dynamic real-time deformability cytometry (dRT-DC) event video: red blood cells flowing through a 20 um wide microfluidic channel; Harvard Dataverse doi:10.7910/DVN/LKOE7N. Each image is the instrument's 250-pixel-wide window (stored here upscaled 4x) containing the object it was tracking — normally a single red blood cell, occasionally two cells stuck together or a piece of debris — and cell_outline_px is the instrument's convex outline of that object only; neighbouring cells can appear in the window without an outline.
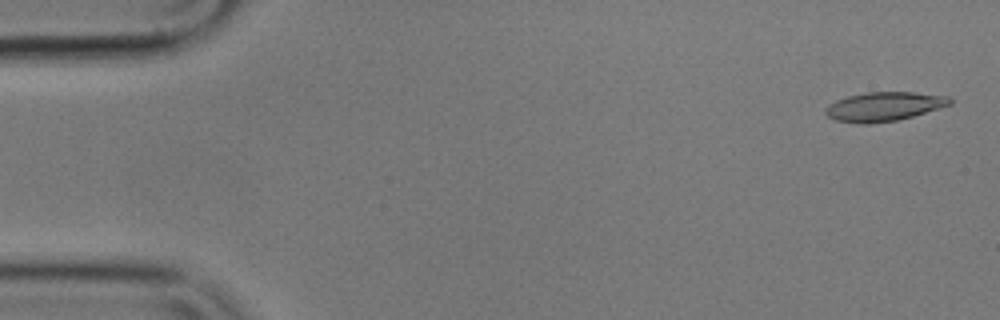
{"species": "common noctule bat (a hibernating species)", "species_latin": "Nyctalus noctula", "temperature_condition": "cold", "stored_images_in_passage": 55, "camera_frame_rate_fps": 3000, "um_per_image_px": 0.085, "animal": {"sex": "male", "body_mass_g": 17.9}, "frame": {"image": 1, "passage_image": 2, "time_ms": 0.333, "image_size_px": [1000, 320], "cell_outline_px": [[952, 104], [912, 116], [896, 120], [868, 124], [860, 124], [836, 120], [828, 116], [824, 112], [824, 108], [836, 100], [848, 96], [868, 92], [912, 92], [948, 96], [952, 100]], "centroid_in_image_um": [75.12, 9.05], "position_along_channel_um": 9.9, "area_um2": 20.92}}
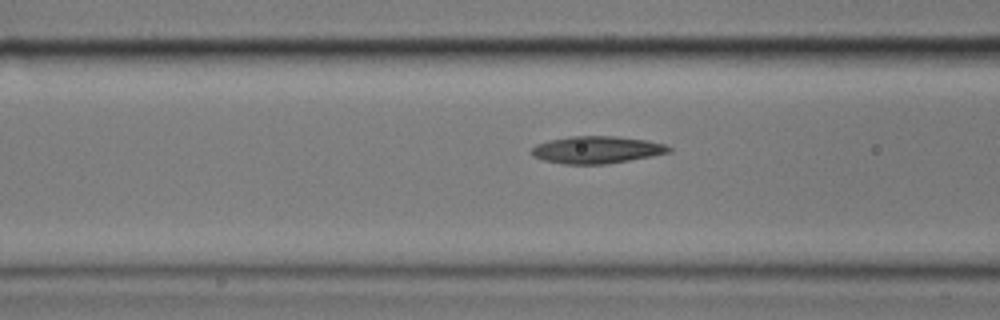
{"frame": {"image": 2, "passage_image": 21, "time_ms": 6.667, "image_size_px": [1000, 320], "cell_outline_px": [[672, 152], [652, 156], [608, 164], [564, 164], [544, 160], [532, 156], [528, 152], [536, 144], [548, 140], [572, 136], [616, 136], [644, 140], [664, 144], [672, 148]], "centroid_in_image_um": [50.69, 12.73], "position_along_channel_um": 115.9, "area_um2": 21.91}}
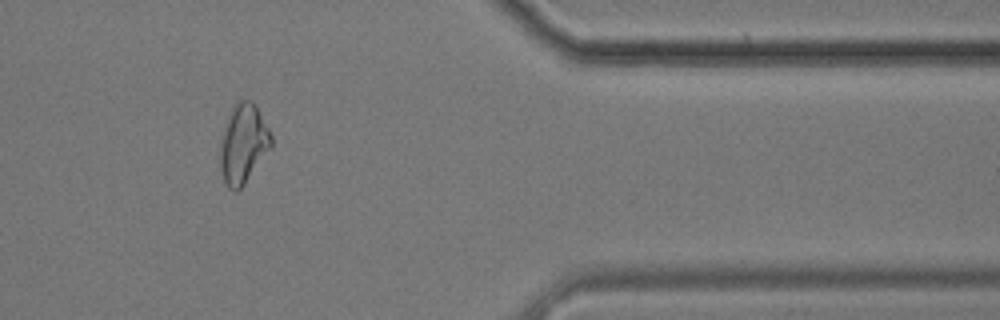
{"frame": {"image": 3, "passage_image": 46, "time_ms": 15.0, "image_size_px": [1000, 320], "cell_outline_px": [[272, 144], [244, 184], [236, 192], [228, 188], [224, 180], [220, 168], [220, 140], [224, 124], [232, 108], [240, 100], [248, 100], [256, 108], [268, 128], [272, 136]], "centroid_in_image_um": [20.63, 12.24], "position_along_channel_um": 390.8, "area_um2": 23.0}}